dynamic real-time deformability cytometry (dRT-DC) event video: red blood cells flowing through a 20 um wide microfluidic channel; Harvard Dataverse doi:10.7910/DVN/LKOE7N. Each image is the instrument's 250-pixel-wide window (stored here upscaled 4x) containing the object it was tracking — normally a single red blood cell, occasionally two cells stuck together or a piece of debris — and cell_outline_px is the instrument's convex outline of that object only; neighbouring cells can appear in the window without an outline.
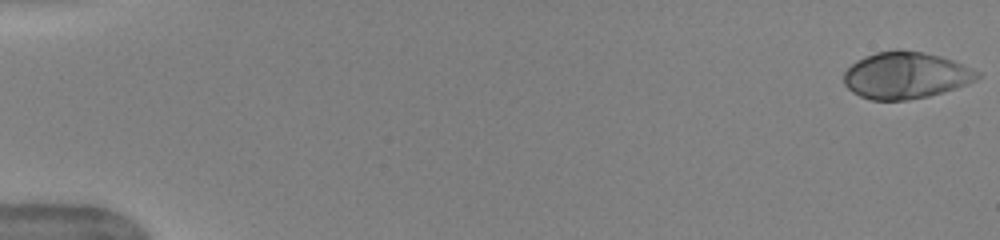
{"species": "human", "species_latin": "Homo sapiens", "temperature_condition": "warm", "stored_images_in_passage": 51, "camera_frame_rate_fps": 3000, "um_per_image_px": 0.085, "donor": {"sex": "female"}, "frame": {"image": 1, "passage_image": 1, "time_ms": 0.0, "image_size_px": [1000, 240], "cell_outline_px": [[980, 76], [976, 80], [956, 88], [928, 96], [908, 100], [872, 100], [860, 96], [852, 92], [844, 84], [844, 72], [856, 60], [876, 52], [896, 48], [900, 48], [924, 52], [940, 56], [952, 60], [972, 68], [980, 72]], "centroid_in_image_um": [76.97, 6.39], "position_along_channel_um": 8.0, "area_um2": 36.53}}
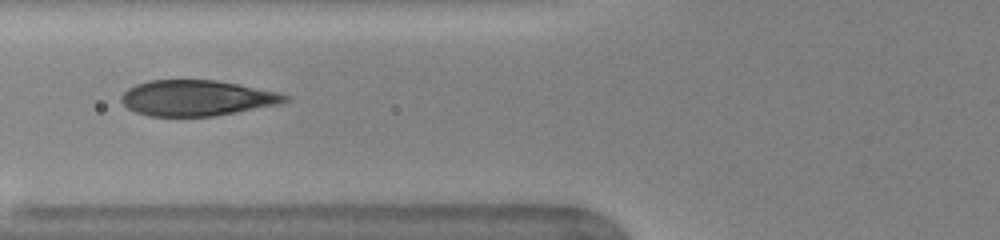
{"frame": {"image": 2, "passage_image": 21, "time_ms": 6.667, "image_size_px": [1000, 240], "cell_outline_px": [[292, 96], [288, 100], [280, 104], [236, 112], [212, 116], [148, 116], [136, 112], [128, 108], [120, 100], [120, 96], [128, 88], [136, 84], [148, 80], [216, 80], [240, 84], [276, 92]], "centroid_in_image_um": [16.72, 8.32], "position_along_channel_um": 109.1, "area_um2": 34.04}}
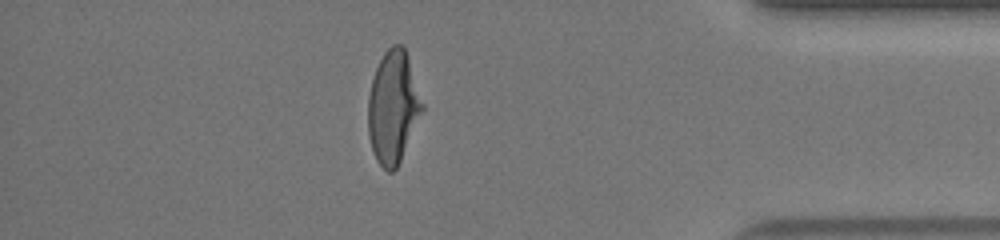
{"frame": {"image": 3, "passage_image": 45, "time_ms": 14.667, "image_size_px": [1000, 240], "cell_outline_px": [[424, 108], [400, 160], [396, 168], [392, 172], [388, 172], [376, 160], [368, 136], [368, 96], [372, 80], [376, 68], [384, 52], [392, 44], [400, 44], [404, 48], [424, 104]], "centroid_in_image_um": [33.4, 9.11], "position_along_channel_um": 401.8, "area_um2": 35.03}, "authors_computed_cell_mechanics": {"area_um2": 35.4892, "velocity_mm_per_s": 4.0085, "shape_relaxation_time_tau1_ms": 4.32, "shape_relaxation_time_tau2_ms": null, "deformation_change_tau1": 0.2292, "deformation_change_tau2": null}}